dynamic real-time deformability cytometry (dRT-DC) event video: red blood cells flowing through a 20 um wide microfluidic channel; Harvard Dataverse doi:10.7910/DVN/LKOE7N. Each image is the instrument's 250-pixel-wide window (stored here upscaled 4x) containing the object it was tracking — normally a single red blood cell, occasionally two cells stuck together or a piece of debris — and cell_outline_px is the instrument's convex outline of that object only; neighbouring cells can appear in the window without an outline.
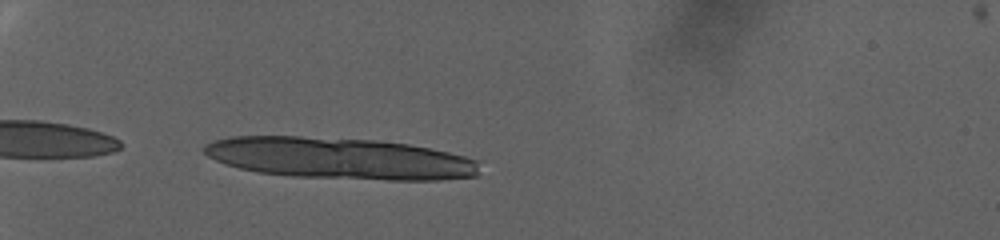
{"species": "human", "species_latin": "Homo sapiens", "temperature_condition": "warm", "stored_images_in_passage": 8, "camera_frame_rate_fps": 3000, "um_per_image_px": 0.085, "donor": {"sex": "female"}, "frame": {"image": 1, "passage_image": 1, "time_ms": 0.0, "image_size_px": [1000, 240], "cell_outline_px": [[480, 160], [476, 176], [436, 180], [388, 180], [292, 176], [256, 172], [224, 164], [208, 156], [204, 152], [204, 148], [208, 144], [216, 140], [232, 136], [300, 136], [376, 140], [408, 144], [448, 152]], "centroid_in_image_um": [28.89, 13.46], "position_along_channel_um": 56.1, "area_um2": 66.59}}